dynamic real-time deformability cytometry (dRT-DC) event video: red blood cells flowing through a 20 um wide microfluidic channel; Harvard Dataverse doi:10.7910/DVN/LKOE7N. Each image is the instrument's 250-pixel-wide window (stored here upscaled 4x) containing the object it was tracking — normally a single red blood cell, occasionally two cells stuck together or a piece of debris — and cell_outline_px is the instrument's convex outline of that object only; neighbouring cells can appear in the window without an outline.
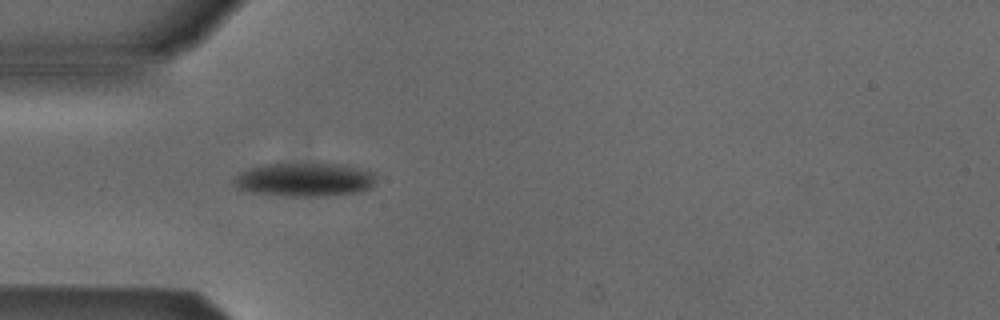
{"species": "Egyptian fruit bat (a non-hibernating species)", "species_latin": "Rousettus aegyptiacus", "temperature_condition": "cold", "stored_images_in_passage": 2, "camera_frame_rate_fps": 3000, "um_per_image_px": 0.085, "animal": {"sex": "male"}, "frame": {"image": 1, "passage_image": 2, "time_ms": 0.333, "image_size_px": [1000, 320], "cell_outline_px": [[376, 176], [372, 184], [368, 188], [360, 192], [324, 196], [288, 196], [252, 192], [240, 188], [232, 180], [240, 172], [248, 168], [268, 164], [336, 164], [372, 172]], "centroid_in_image_um": [25.86, 15.28], "position_along_channel_um": 59.1, "area_um2": 27.28}}